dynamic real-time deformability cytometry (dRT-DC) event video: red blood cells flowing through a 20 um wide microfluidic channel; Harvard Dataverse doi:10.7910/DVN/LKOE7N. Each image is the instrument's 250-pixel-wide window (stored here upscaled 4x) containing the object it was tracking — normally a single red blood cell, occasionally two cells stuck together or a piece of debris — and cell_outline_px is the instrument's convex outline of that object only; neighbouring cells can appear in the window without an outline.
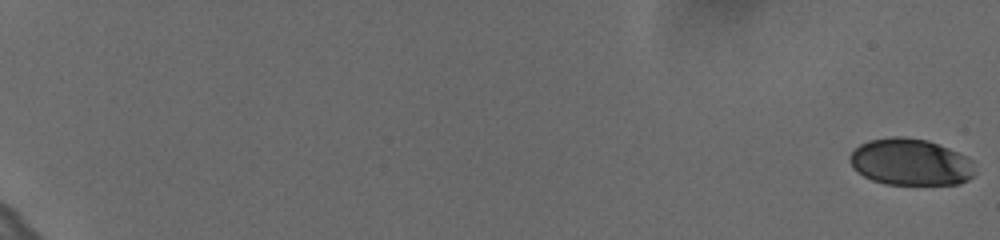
{"species": "human", "species_latin": "Homo sapiens", "temperature_condition": "cold", "stored_images_in_passage": 61, "camera_frame_rate_fps": 3000, "um_per_image_px": 0.085, "donor": {"sex": "female"}, "frame": {"image": 1, "passage_image": 1, "time_ms": 0.0, "image_size_px": [1000, 240], "cell_outline_px": [[976, 172], [968, 180], [960, 184], [884, 184], [872, 180], [856, 172], [852, 168], [848, 160], [848, 156], [860, 144], [868, 140], [892, 136], [904, 136], [928, 140], [948, 148], [972, 160]], "centroid_in_image_um": [77.36, 13.77], "position_along_channel_um": 7.6, "area_um2": 34.33}}
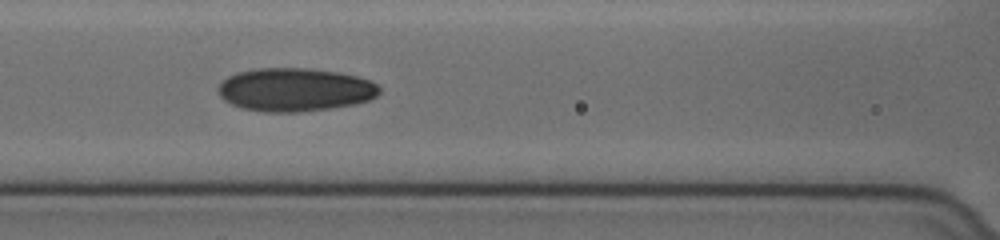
{"frame": {"image": 2, "passage_image": 32, "time_ms": 10.333, "image_size_px": [1000, 240], "cell_outline_px": [[380, 92], [376, 96], [368, 100], [356, 104], [328, 108], [296, 112], [264, 112], [244, 108], [232, 104], [224, 100], [220, 96], [216, 88], [228, 76], [236, 72], [256, 68], [308, 68], [340, 72], [372, 80], [380, 88]], "centroid_in_image_um": [25.07, 7.61], "position_along_channel_um": 141.5, "area_um2": 40.81}}
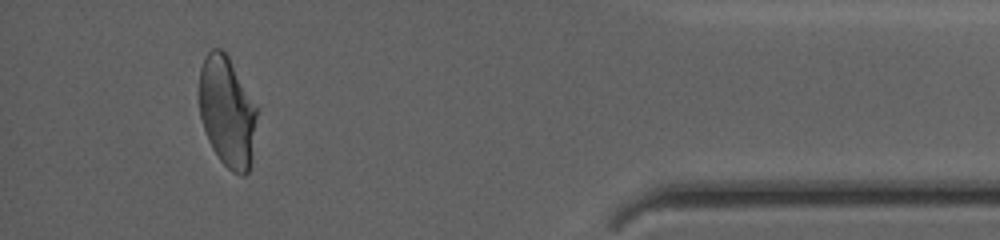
{"frame": {"image": 3, "passage_image": 58, "time_ms": 19.0, "image_size_px": [1000, 240], "cell_outline_px": [[256, 116], [252, 156], [248, 172], [244, 176], [240, 176], [232, 172], [220, 160], [212, 148], [208, 140], [200, 116], [200, 68], [204, 56], [212, 48], [220, 48], [228, 56], [256, 104]], "centroid_in_image_um": [19.3, 9.5], "position_along_channel_um": 415.9, "area_um2": 36.93}, "authors_computed_cell_mechanics": {"area_um2": 37.57, "velocity_mm_per_s": 3.6164, "shape_relaxation_time_tau1_ms": 5.927, "shape_relaxation_time_tau2_ms": 1.9838, "deformation_change_tau1": 0.1844, "deformation_change_tau2": 0.0653}}